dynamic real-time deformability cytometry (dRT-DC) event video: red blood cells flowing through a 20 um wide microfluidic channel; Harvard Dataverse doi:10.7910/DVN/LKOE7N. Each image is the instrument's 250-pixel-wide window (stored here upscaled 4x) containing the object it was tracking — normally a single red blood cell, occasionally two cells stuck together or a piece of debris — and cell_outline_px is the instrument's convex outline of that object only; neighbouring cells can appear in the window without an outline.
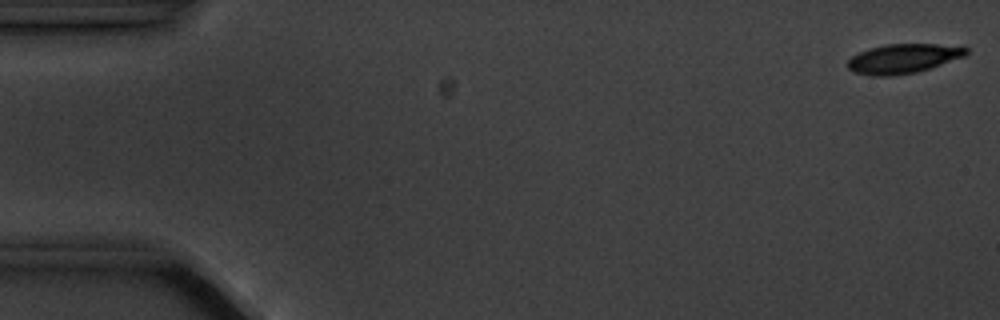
{"species": "common noctule bat (a hibernating species)", "species_latin": "Nyctalus noctula", "temperature_condition": "cold", "stored_images_in_passage": 6, "camera_frame_rate_fps": 3000, "um_per_image_px": 0.085, "animal": {"sex": "male", "body_mass_g": 20.1, "forearm_length_mm": 53.5}, "frame": {"image": 1, "passage_image": 1, "time_ms": 0.0, "image_size_px": [1000, 320], "cell_outline_px": [[968, 52], [964, 56], [916, 72], [892, 76], [872, 76], [852, 72], [848, 68], [848, 60], [852, 56], [860, 52], [872, 48], [888, 44], [964, 44], [968, 48]], "centroid_in_image_um": [76.81, 4.97], "position_along_channel_um": 8.2, "area_um2": 20.35}}
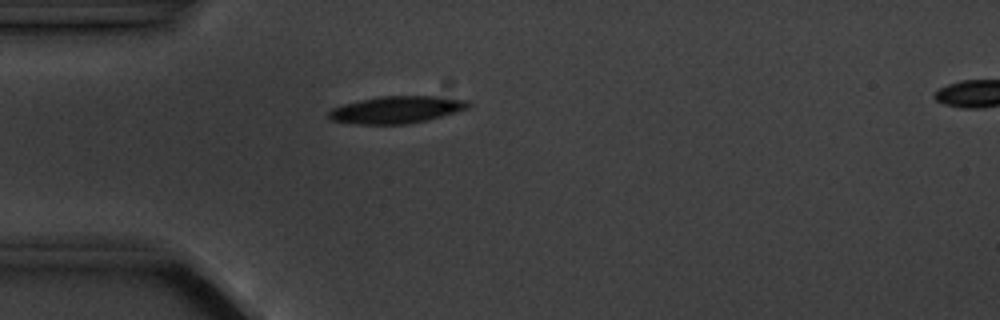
{"frame": {"image": 2, "passage_image": 5, "time_ms": 4.667, "image_size_px": [1000, 320], "cell_outline_px": [[472, 104], [468, 108], [428, 120], [408, 124], [360, 124], [332, 120], [328, 116], [328, 112], [332, 108], [344, 104], [360, 100], [380, 96], [436, 96], [468, 100]], "centroid_in_image_um": [33.73, 9.32], "position_along_channel_um": 51.3, "area_um2": 21.96}}